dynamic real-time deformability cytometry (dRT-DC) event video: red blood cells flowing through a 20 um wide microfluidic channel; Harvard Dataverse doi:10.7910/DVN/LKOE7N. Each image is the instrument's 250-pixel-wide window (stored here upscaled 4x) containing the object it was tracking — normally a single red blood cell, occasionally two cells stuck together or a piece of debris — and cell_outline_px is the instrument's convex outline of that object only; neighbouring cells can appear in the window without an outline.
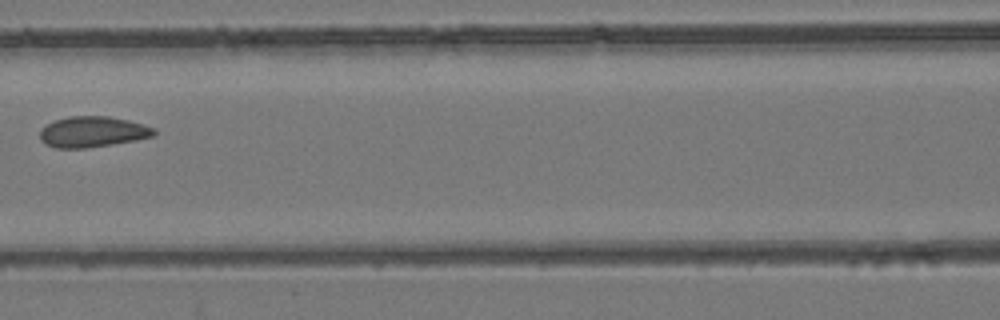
{"species": "common noctule bat (a hibernating species)", "species_latin": "Nyctalus noctula", "temperature_condition": "room temperature", "stored_images_in_passage": 6, "camera_frame_rate_fps": 3000, "um_per_image_px": 0.085, "animal": {"sex": "female", "body_mass_g": 24.6, "forearm_length_mm": 56.2}, "frame": {"image": 1, "passage_image": 6, "time_ms": 1.667, "image_size_px": [1000, 320], "cell_outline_px": [[156, 136], [136, 140], [88, 148], [56, 148], [44, 144], [40, 140], [40, 128], [56, 120], [68, 116], [108, 116], [128, 120], [144, 124], [156, 128]], "centroid_in_image_um": [7.89, 11.21], "position_along_channel_um": 158.7, "area_um2": 20.69}}